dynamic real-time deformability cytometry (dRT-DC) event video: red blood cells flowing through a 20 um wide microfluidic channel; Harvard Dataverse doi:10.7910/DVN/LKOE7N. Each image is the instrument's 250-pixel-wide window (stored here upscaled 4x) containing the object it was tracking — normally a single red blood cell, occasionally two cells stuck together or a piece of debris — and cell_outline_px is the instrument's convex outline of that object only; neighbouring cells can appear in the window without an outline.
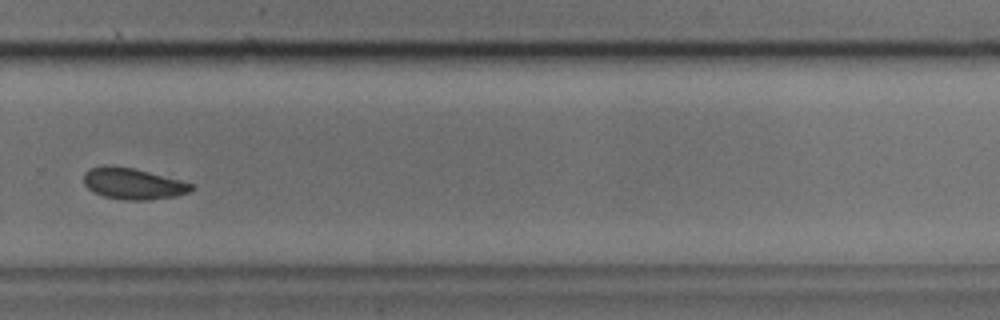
{"species": "common noctule bat (a hibernating species)", "species_latin": "Nyctalus noctula", "temperature_condition": "cold", "stored_images_in_passage": 32, "camera_frame_rate_fps": 3000, "um_per_image_px": 0.085, "animal": {"sex": "male", "body_mass_g": 17.9, "forearm_length_mm": 54.2}, "frame": {"image": 1, "passage_image": 19, "time_ms": 6.0, "image_size_px": [1000, 320], "cell_outline_px": [[196, 188], [188, 192], [176, 196], [148, 200], [124, 200], [104, 196], [92, 192], [84, 184], [84, 172], [88, 168], [104, 164], [108, 164], [132, 168], [196, 184]], "centroid_in_image_um": [11.29, 15.6], "position_along_channel_um": 318.5, "area_um2": 19.83}}